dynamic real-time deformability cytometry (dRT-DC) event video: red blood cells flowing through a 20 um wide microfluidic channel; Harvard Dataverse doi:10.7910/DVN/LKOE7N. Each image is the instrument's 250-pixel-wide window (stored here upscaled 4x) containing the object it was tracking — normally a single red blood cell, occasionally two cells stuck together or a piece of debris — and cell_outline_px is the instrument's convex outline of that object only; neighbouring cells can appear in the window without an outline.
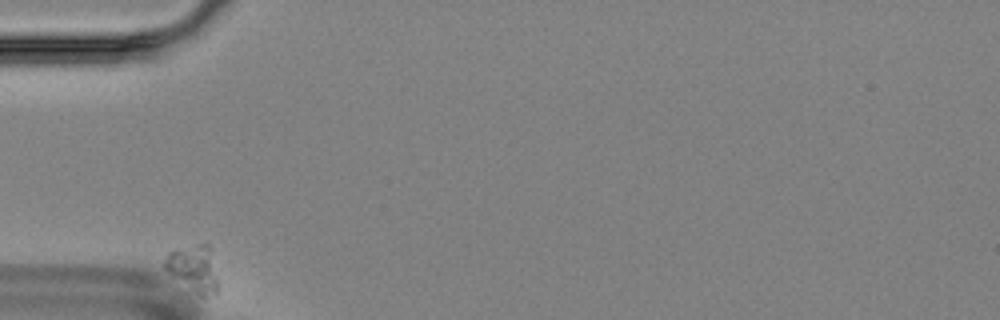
{"species": "Egyptian fruit bat (a non-hibernating species)", "species_latin": "Rousettus aegyptiacus", "temperature_condition": "room temperature", "stored_images_in_passage": 2, "camera_frame_rate_fps": 3000, "um_per_image_px": 0.085, "animal": {"sex": "female"}, "frame": {"image": 1, "passage_image": 1, "time_ms": 0.0, "image_size_px": [1000, 320], "cell_outline_px": [[216, 292], [204, 296], [200, 296], [172, 276], [164, 268], [164, 260], [168, 252], [208, 240], [216, 276]], "centroid_in_image_um": [16.43, 22.77], "position_along_channel_um": 68.6, "area_um2": 14.22}}